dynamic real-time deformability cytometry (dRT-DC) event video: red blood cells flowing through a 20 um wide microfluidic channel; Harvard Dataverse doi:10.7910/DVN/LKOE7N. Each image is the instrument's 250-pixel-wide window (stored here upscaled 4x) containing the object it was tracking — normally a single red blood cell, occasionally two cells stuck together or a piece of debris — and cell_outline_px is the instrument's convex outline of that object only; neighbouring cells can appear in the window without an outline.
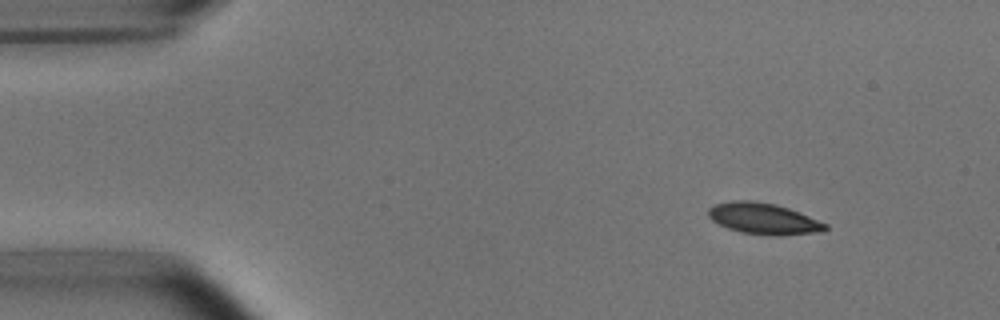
{"species": "common noctule bat (a hibernating species)", "species_latin": "Nyctalus noctula", "temperature_condition": "room temperature", "stored_images_in_passage": 3, "camera_frame_rate_fps": 3000, "um_per_image_px": 0.085, "animal": {"sex": "male", "body_mass_g": 15.6}, "frame": {"image": 1, "passage_image": 3, "time_ms": 3.333, "image_size_px": [1000, 320], "cell_outline_px": [[828, 228], [824, 232], [780, 236], [776, 236], [740, 232], [728, 228], [712, 220], [708, 216], [708, 208], [716, 204], [732, 200], [752, 200], [776, 204], [788, 208], [828, 224]], "centroid_in_image_um": [64.92, 18.59], "position_along_channel_um": 20.1, "area_um2": 21.39}}